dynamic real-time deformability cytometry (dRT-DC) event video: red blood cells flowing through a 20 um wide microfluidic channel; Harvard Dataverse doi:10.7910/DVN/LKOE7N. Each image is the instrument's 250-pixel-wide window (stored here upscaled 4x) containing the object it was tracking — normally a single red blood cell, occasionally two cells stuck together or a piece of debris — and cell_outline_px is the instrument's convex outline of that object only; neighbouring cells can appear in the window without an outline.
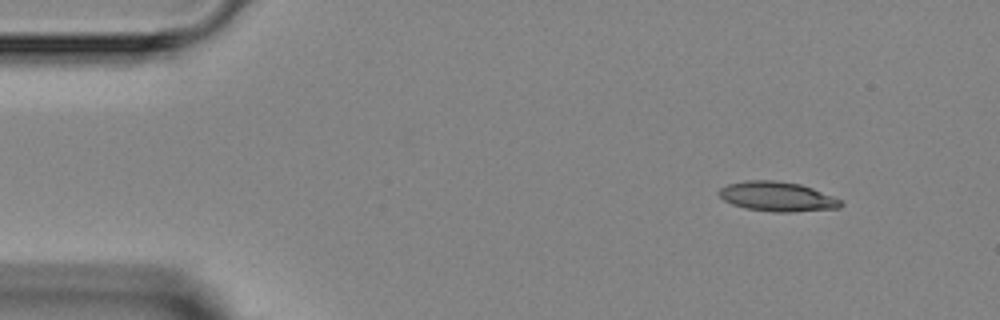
{"species": "Egyptian fruit bat (a non-hibernating species)", "species_latin": "Rousettus aegyptiacus", "temperature_condition": "room temperature", "stored_images_in_passage": 3, "camera_frame_rate_fps": 3000, "um_per_image_px": 0.085, "animal": {"sex": "female"}, "frame": {"image": 1, "passage_image": 1, "time_ms": 0.0, "image_size_px": [1000, 320], "cell_outline_px": [[844, 204], [840, 208], [792, 212], [772, 212], [744, 208], [732, 204], [724, 200], [720, 196], [720, 188], [728, 184], [744, 180], [772, 180], [800, 184], [812, 188], [832, 196], [840, 200]], "centroid_in_image_um": [66.07, 16.71], "position_along_channel_um": 18.9, "area_um2": 20.98}}